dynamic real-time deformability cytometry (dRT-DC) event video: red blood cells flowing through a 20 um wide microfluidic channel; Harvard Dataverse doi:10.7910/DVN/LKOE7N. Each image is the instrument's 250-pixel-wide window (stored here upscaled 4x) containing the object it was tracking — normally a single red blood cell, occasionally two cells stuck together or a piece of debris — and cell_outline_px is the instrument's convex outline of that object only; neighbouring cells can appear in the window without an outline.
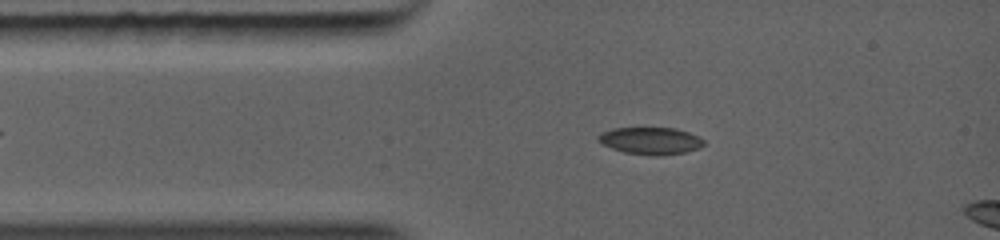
{"species": "common noctule bat (a hibernating species)", "species_latin": "Nyctalus noctula", "temperature_condition": "warm", "stored_images_in_passage": 3, "camera_frame_rate_fps": 5000, "um_per_image_px": 0.085, "animal": {"sex": "female", "body_mass_g": 19.0, "forearm_length_mm": 56.7}, "frame": {"image": 1, "passage_image": 1, "time_ms": 0.0, "image_size_px": [1000, 240], "cell_outline_px": [[704, 144], [700, 148], [684, 152], [656, 156], [624, 152], [612, 148], [596, 140], [596, 136], [600, 132], [612, 128], [676, 128], [700, 136], [704, 140]], "centroid_in_image_um": [55.29, 11.95], "position_along_channel_um": 29.7, "area_um2": 16.76}}